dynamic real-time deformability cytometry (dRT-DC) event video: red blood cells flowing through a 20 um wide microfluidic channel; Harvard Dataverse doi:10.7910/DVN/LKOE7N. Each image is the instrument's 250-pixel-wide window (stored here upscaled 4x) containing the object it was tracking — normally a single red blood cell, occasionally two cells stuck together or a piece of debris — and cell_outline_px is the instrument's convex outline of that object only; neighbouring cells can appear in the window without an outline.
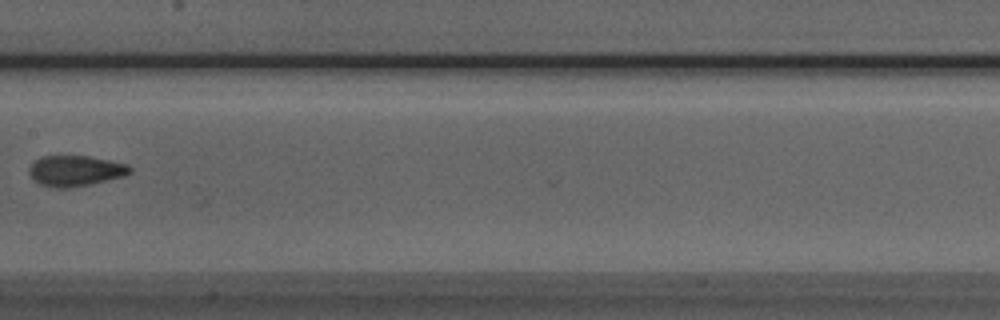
{"species": "Egyptian fruit bat (a non-hibernating species)", "species_latin": "Rousettus aegyptiacus", "temperature_condition": "room temperature", "stored_images_in_passage": 7, "camera_frame_rate_fps": 3000, "um_per_image_px": 0.085, "animal": {"sex": "male"}, "frame": {"image": 1, "passage_image": 7, "time_ms": 7.0, "image_size_px": [1000, 320], "cell_outline_px": [[132, 172], [124, 176], [88, 184], [68, 188], [56, 188], [40, 184], [28, 172], [28, 168], [40, 156], [88, 156], [128, 164], [132, 168]], "centroid_in_image_um": [6.42, 14.51], "position_along_channel_um": 201.0, "area_um2": 17.8}}